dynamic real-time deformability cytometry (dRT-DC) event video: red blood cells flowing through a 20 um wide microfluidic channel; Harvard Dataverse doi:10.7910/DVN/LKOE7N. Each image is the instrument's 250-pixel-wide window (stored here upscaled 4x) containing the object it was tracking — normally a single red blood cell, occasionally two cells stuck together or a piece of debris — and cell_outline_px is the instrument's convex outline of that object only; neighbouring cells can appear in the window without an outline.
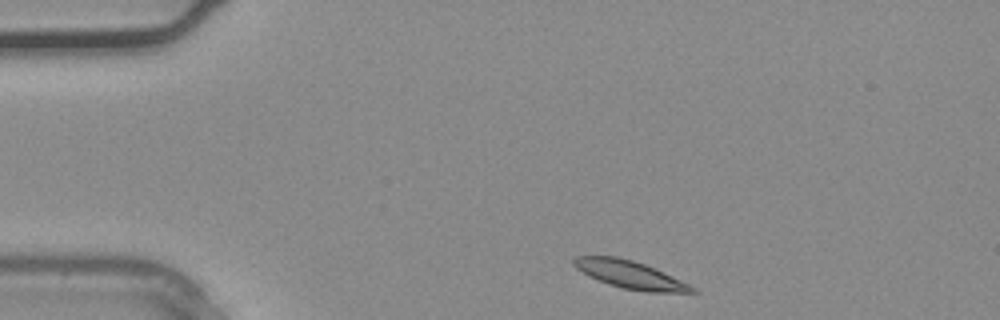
{"species": "common noctule bat (a hibernating species)", "species_latin": "Nyctalus noctula", "temperature_condition": "warm", "stored_images_in_passage": 32, "camera_frame_rate_fps": 3000, "um_per_image_px": 0.085, "animal": {"sex": "male", "body_mass_g": 20.4}, "frame": {"image": 1, "passage_image": 1, "time_ms": 0.0, "image_size_px": [1000, 320], "cell_outline_px": [[696, 292], [648, 292], [624, 288], [608, 284], [588, 276], [576, 268], [572, 264], [572, 260], [576, 256], [616, 256], [632, 260], [656, 268], [696, 288]], "centroid_in_image_um": [53.52, 23.33], "position_along_channel_um": 31.5, "area_um2": 18.96}}
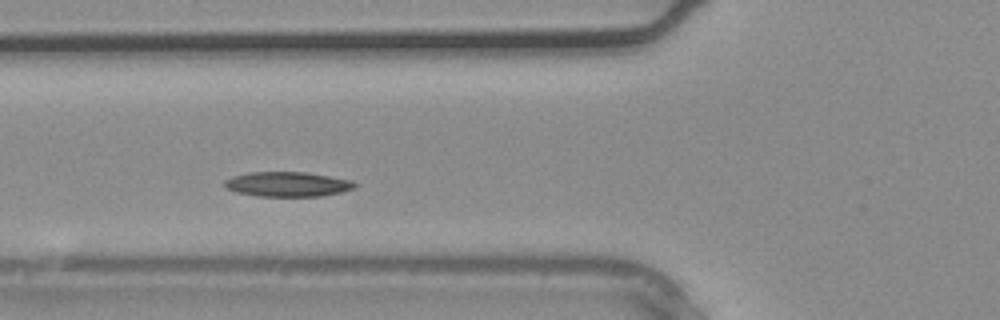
{"frame": {"image": 2, "passage_image": 8, "time_ms": 2.333, "image_size_px": [1000, 320], "cell_outline_px": [[356, 188], [340, 192], [320, 196], [256, 196], [236, 192], [228, 188], [224, 184], [224, 180], [232, 176], [248, 172], [308, 172], [352, 180], [356, 184]], "centroid_in_image_um": [24.44, 15.65], "position_along_channel_um": 101.4, "area_um2": 18.84}}
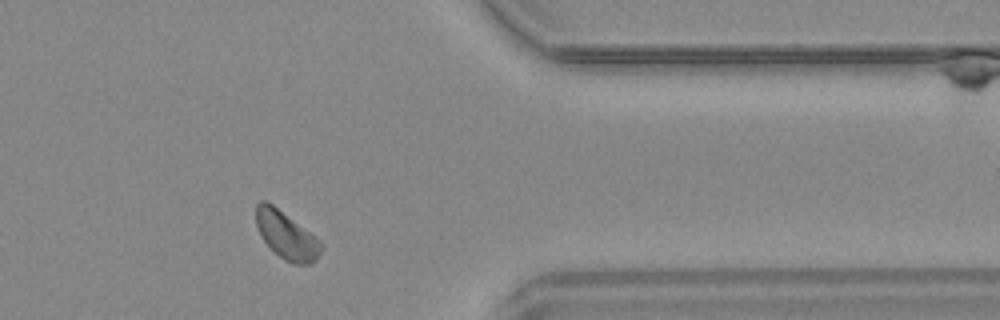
{"frame": {"image": 3, "passage_image": 25, "time_ms": 8.0, "image_size_px": [1000, 320], "cell_outline_px": [[324, 248], [316, 260], [308, 264], [292, 264], [284, 260], [264, 240], [256, 224], [256, 204], [260, 200], [268, 200], [320, 240], [324, 244]], "centroid_in_image_um": [24.37, 19.98], "position_along_channel_um": 387.0, "area_um2": 17.98}}